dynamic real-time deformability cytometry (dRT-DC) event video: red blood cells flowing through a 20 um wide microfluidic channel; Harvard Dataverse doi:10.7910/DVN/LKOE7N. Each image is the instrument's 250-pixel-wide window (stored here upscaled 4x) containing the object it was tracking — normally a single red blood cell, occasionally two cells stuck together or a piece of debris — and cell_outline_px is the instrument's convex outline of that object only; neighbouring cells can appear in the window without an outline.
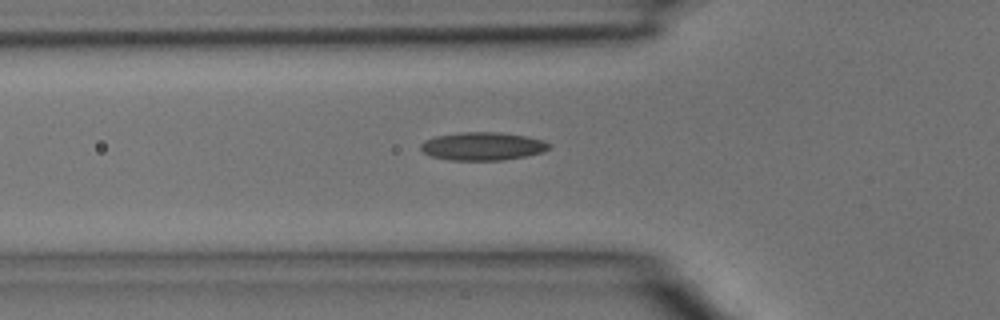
{"species": "common noctule bat (a hibernating species)", "species_latin": "Nyctalus noctula", "temperature_condition": "room temperature", "stored_images_in_passage": 5, "camera_frame_rate_fps": 3000, "um_per_image_px": 0.085, "animal": {"sex": "male", "body_mass_g": 15.6}, "frame": {"image": 1, "passage_image": 5, "time_ms": 1.333, "image_size_px": [1000, 320], "cell_outline_px": [[552, 144], [544, 152], [524, 156], [500, 160], [448, 160], [432, 156], [424, 152], [420, 148], [420, 144], [424, 140], [436, 136], [460, 132], [500, 132], [528, 136], [544, 140]], "centroid_in_image_um": [41.04, 12.42], "position_along_channel_um": 84.8, "area_um2": 21.1}}